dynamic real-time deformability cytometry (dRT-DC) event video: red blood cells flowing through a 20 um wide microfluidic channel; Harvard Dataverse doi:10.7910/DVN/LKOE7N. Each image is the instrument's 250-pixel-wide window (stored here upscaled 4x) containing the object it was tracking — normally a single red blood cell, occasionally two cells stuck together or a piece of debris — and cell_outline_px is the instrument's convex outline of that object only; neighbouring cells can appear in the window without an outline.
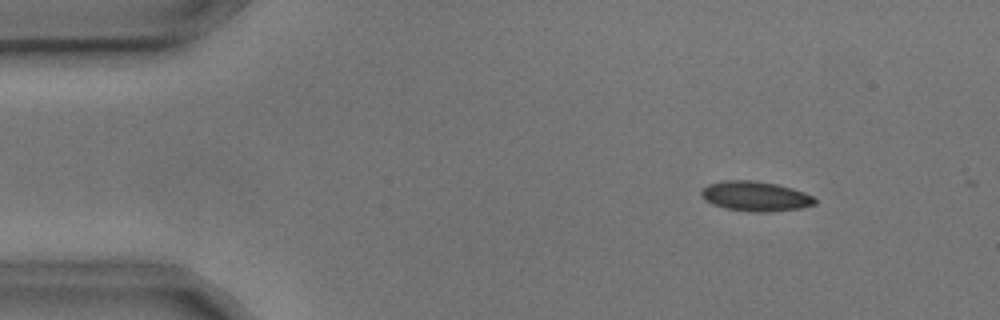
{"species": "common noctule bat (a hibernating species)", "species_latin": "Nyctalus noctula", "temperature_condition": "cold", "stored_images_in_passage": 6, "camera_frame_rate_fps": 3000, "um_per_image_px": 0.085, "animal": {"sex": "male", "body_mass_g": 17.9, "forearm_length_mm": 54.2}, "frame": {"image": 1, "passage_image": 2, "time_ms": 0.333, "image_size_px": [1000, 320], "cell_outline_px": [[816, 204], [800, 208], [768, 212], [748, 212], [724, 208], [712, 204], [704, 200], [700, 192], [708, 184], [724, 180], [756, 180], [776, 184], [792, 188], [804, 192], [812, 196], [816, 200]], "centroid_in_image_um": [64.19, 16.68], "position_along_channel_um": 20.8, "area_um2": 19.88}}